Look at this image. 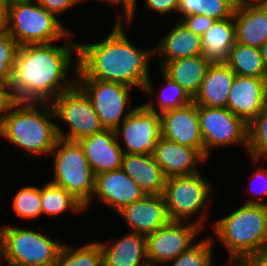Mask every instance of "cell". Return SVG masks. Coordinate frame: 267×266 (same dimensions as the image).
<instances>
[{
    "mask_svg": "<svg viewBox=\"0 0 267 266\" xmlns=\"http://www.w3.org/2000/svg\"><path fill=\"white\" fill-rule=\"evenodd\" d=\"M69 36L71 38L72 34L63 45L48 43L18 47L12 78L5 89L7 100L51 103L77 84L76 77L68 78L72 64L74 76L78 72V43L70 41Z\"/></svg>",
    "mask_w": 267,
    "mask_h": 266,
    "instance_id": "1",
    "label": "cell"
},
{
    "mask_svg": "<svg viewBox=\"0 0 267 266\" xmlns=\"http://www.w3.org/2000/svg\"><path fill=\"white\" fill-rule=\"evenodd\" d=\"M125 33L123 23H114L106 39L78 44L76 79L122 83L143 91L150 78L149 62L154 50L138 49Z\"/></svg>",
    "mask_w": 267,
    "mask_h": 266,
    "instance_id": "2",
    "label": "cell"
},
{
    "mask_svg": "<svg viewBox=\"0 0 267 266\" xmlns=\"http://www.w3.org/2000/svg\"><path fill=\"white\" fill-rule=\"evenodd\" d=\"M51 117L55 114L49 102L6 100L1 111L0 136L24 150L27 160L51 155L58 140L57 123Z\"/></svg>",
    "mask_w": 267,
    "mask_h": 266,
    "instance_id": "3",
    "label": "cell"
},
{
    "mask_svg": "<svg viewBox=\"0 0 267 266\" xmlns=\"http://www.w3.org/2000/svg\"><path fill=\"white\" fill-rule=\"evenodd\" d=\"M216 238L228 251L229 261L239 266L249 255L267 246V205L242 204L211 223Z\"/></svg>",
    "mask_w": 267,
    "mask_h": 266,
    "instance_id": "4",
    "label": "cell"
},
{
    "mask_svg": "<svg viewBox=\"0 0 267 266\" xmlns=\"http://www.w3.org/2000/svg\"><path fill=\"white\" fill-rule=\"evenodd\" d=\"M8 33L24 46L64 41L71 32L36 0H23L8 6Z\"/></svg>",
    "mask_w": 267,
    "mask_h": 266,
    "instance_id": "5",
    "label": "cell"
},
{
    "mask_svg": "<svg viewBox=\"0 0 267 266\" xmlns=\"http://www.w3.org/2000/svg\"><path fill=\"white\" fill-rule=\"evenodd\" d=\"M51 154L54 158V176L50 182L71 193L85 209L89 208L95 188V174L82 145L79 141L58 138Z\"/></svg>",
    "mask_w": 267,
    "mask_h": 266,
    "instance_id": "6",
    "label": "cell"
},
{
    "mask_svg": "<svg viewBox=\"0 0 267 266\" xmlns=\"http://www.w3.org/2000/svg\"><path fill=\"white\" fill-rule=\"evenodd\" d=\"M61 246L33 229L0 227V249L8 266H55Z\"/></svg>",
    "mask_w": 267,
    "mask_h": 266,
    "instance_id": "7",
    "label": "cell"
},
{
    "mask_svg": "<svg viewBox=\"0 0 267 266\" xmlns=\"http://www.w3.org/2000/svg\"><path fill=\"white\" fill-rule=\"evenodd\" d=\"M51 105L56 120L63 121L69 127L68 131L64 132L56 124L58 138L80 141L104 130L91 100L77 84L57 96Z\"/></svg>",
    "mask_w": 267,
    "mask_h": 266,
    "instance_id": "8",
    "label": "cell"
},
{
    "mask_svg": "<svg viewBox=\"0 0 267 266\" xmlns=\"http://www.w3.org/2000/svg\"><path fill=\"white\" fill-rule=\"evenodd\" d=\"M211 183L200 172L192 175L166 178L163 191L169 221L183 222L198 216L205 208L212 193ZM204 206V207H203ZM203 208V209H202ZM206 209V210H205Z\"/></svg>",
    "mask_w": 267,
    "mask_h": 266,
    "instance_id": "9",
    "label": "cell"
},
{
    "mask_svg": "<svg viewBox=\"0 0 267 266\" xmlns=\"http://www.w3.org/2000/svg\"><path fill=\"white\" fill-rule=\"evenodd\" d=\"M198 118L204 144V157L213 148L241 144L248 149V124L227 108L199 106Z\"/></svg>",
    "mask_w": 267,
    "mask_h": 266,
    "instance_id": "10",
    "label": "cell"
},
{
    "mask_svg": "<svg viewBox=\"0 0 267 266\" xmlns=\"http://www.w3.org/2000/svg\"><path fill=\"white\" fill-rule=\"evenodd\" d=\"M77 85L91 100L104 129L116 130L134 111V108H127L130 86L98 79H77Z\"/></svg>",
    "mask_w": 267,
    "mask_h": 266,
    "instance_id": "11",
    "label": "cell"
},
{
    "mask_svg": "<svg viewBox=\"0 0 267 266\" xmlns=\"http://www.w3.org/2000/svg\"><path fill=\"white\" fill-rule=\"evenodd\" d=\"M191 223L169 221L152 234L146 236L147 259L150 264L161 265L178 257L195 244V238L205 225L207 215H199ZM203 221V222H202ZM194 241V242H193Z\"/></svg>",
    "mask_w": 267,
    "mask_h": 266,
    "instance_id": "12",
    "label": "cell"
},
{
    "mask_svg": "<svg viewBox=\"0 0 267 266\" xmlns=\"http://www.w3.org/2000/svg\"><path fill=\"white\" fill-rule=\"evenodd\" d=\"M115 133L118 141L123 139L124 145L120 146L124 153L153 154L162 137L160 113L149 110L144 104L136 106Z\"/></svg>",
    "mask_w": 267,
    "mask_h": 266,
    "instance_id": "13",
    "label": "cell"
},
{
    "mask_svg": "<svg viewBox=\"0 0 267 266\" xmlns=\"http://www.w3.org/2000/svg\"><path fill=\"white\" fill-rule=\"evenodd\" d=\"M162 137L180 145L197 149L204 156L198 109L194 102L160 114Z\"/></svg>",
    "mask_w": 267,
    "mask_h": 266,
    "instance_id": "14",
    "label": "cell"
},
{
    "mask_svg": "<svg viewBox=\"0 0 267 266\" xmlns=\"http://www.w3.org/2000/svg\"><path fill=\"white\" fill-rule=\"evenodd\" d=\"M145 196L144 191L122 169L95 176L92 199L97 197L99 201L112 208L115 213Z\"/></svg>",
    "mask_w": 267,
    "mask_h": 266,
    "instance_id": "15",
    "label": "cell"
},
{
    "mask_svg": "<svg viewBox=\"0 0 267 266\" xmlns=\"http://www.w3.org/2000/svg\"><path fill=\"white\" fill-rule=\"evenodd\" d=\"M266 102L264 78L235 76L226 106L234 115L249 124Z\"/></svg>",
    "mask_w": 267,
    "mask_h": 266,
    "instance_id": "16",
    "label": "cell"
},
{
    "mask_svg": "<svg viewBox=\"0 0 267 266\" xmlns=\"http://www.w3.org/2000/svg\"><path fill=\"white\" fill-rule=\"evenodd\" d=\"M95 176L122 168L124 152L115 130L104 129L79 141Z\"/></svg>",
    "mask_w": 267,
    "mask_h": 266,
    "instance_id": "17",
    "label": "cell"
},
{
    "mask_svg": "<svg viewBox=\"0 0 267 266\" xmlns=\"http://www.w3.org/2000/svg\"><path fill=\"white\" fill-rule=\"evenodd\" d=\"M118 214L125 219L130 231L143 236L154 233L169 222L163 195H146Z\"/></svg>",
    "mask_w": 267,
    "mask_h": 266,
    "instance_id": "18",
    "label": "cell"
},
{
    "mask_svg": "<svg viewBox=\"0 0 267 266\" xmlns=\"http://www.w3.org/2000/svg\"><path fill=\"white\" fill-rule=\"evenodd\" d=\"M153 157L166 177L198 173V165L207 161L197 149L180 145L164 137L157 142Z\"/></svg>",
    "mask_w": 267,
    "mask_h": 266,
    "instance_id": "19",
    "label": "cell"
},
{
    "mask_svg": "<svg viewBox=\"0 0 267 266\" xmlns=\"http://www.w3.org/2000/svg\"><path fill=\"white\" fill-rule=\"evenodd\" d=\"M233 21L236 43L260 48L267 40V4L236 5Z\"/></svg>",
    "mask_w": 267,
    "mask_h": 266,
    "instance_id": "20",
    "label": "cell"
},
{
    "mask_svg": "<svg viewBox=\"0 0 267 266\" xmlns=\"http://www.w3.org/2000/svg\"><path fill=\"white\" fill-rule=\"evenodd\" d=\"M103 266H145L148 262L146 236L129 231L111 244L99 242Z\"/></svg>",
    "mask_w": 267,
    "mask_h": 266,
    "instance_id": "21",
    "label": "cell"
},
{
    "mask_svg": "<svg viewBox=\"0 0 267 266\" xmlns=\"http://www.w3.org/2000/svg\"><path fill=\"white\" fill-rule=\"evenodd\" d=\"M146 195H162L166 176L153 154L124 153L121 168Z\"/></svg>",
    "mask_w": 267,
    "mask_h": 266,
    "instance_id": "22",
    "label": "cell"
},
{
    "mask_svg": "<svg viewBox=\"0 0 267 266\" xmlns=\"http://www.w3.org/2000/svg\"><path fill=\"white\" fill-rule=\"evenodd\" d=\"M235 76L226 63H211L193 102L199 106L226 108Z\"/></svg>",
    "mask_w": 267,
    "mask_h": 266,
    "instance_id": "23",
    "label": "cell"
},
{
    "mask_svg": "<svg viewBox=\"0 0 267 266\" xmlns=\"http://www.w3.org/2000/svg\"><path fill=\"white\" fill-rule=\"evenodd\" d=\"M175 22L174 27L162 37L156 48H152L154 53L163 55L160 66L165 62L202 54V36L194 33L180 20Z\"/></svg>",
    "mask_w": 267,
    "mask_h": 266,
    "instance_id": "24",
    "label": "cell"
},
{
    "mask_svg": "<svg viewBox=\"0 0 267 266\" xmlns=\"http://www.w3.org/2000/svg\"><path fill=\"white\" fill-rule=\"evenodd\" d=\"M210 65L211 62L199 54L165 62L160 69L194 98Z\"/></svg>",
    "mask_w": 267,
    "mask_h": 266,
    "instance_id": "25",
    "label": "cell"
},
{
    "mask_svg": "<svg viewBox=\"0 0 267 266\" xmlns=\"http://www.w3.org/2000/svg\"><path fill=\"white\" fill-rule=\"evenodd\" d=\"M236 43L233 16L215 20L213 25L202 35V56L211 63H225L229 51Z\"/></svg>",
    "mask_w": 267,
    "mask_h": 266,
    "instance_id": "26",
    "label": "cell"
},
{
    "mask_svg": "<svg viewBox=\"0 0 267 266\" xmlns=\"http://www.w3.org/2000/svg\"><path fill=\"white\" fill-rule=\"evenodd\" d=\"M160 72L161 76H163L162 80L165 81L163 82L165 86L162 88L161 93L159 92V94L155 96L156 94L153 93L154 89L150 78L147 80L143 89V92L151 97L148 103H144L149 110L161 114L165 111L181 108L193 102V98L184 88L167 77L162 71Z\"/></svg>",
    "mask_w": 267,
    "mask_h": 266,
    "instance_id": "27",
    "label": "cell"
},
{
    "mask_svg": "<svg viewBox=\"0 0 267 266\" xmlns=\"http://www.w3.org/2000/svg\"><path fill=\"white\" fill-rule=\"evenodd\" d=\"M225 63L240 76L264 78L267 71L259 48L240 43L231 48Z\"/></svg>",
    "mask_w": 267,
    "mask_h": 266,
    "instance_id": "28",
    "label": "cell"
},
{
    "mask_svg": "<svg viewBox=\"0 0 267 266\" xmlns=\"http://www.w3.org/2000/svg\"><path fill=\"white\" fill-rule=\"evenodd\" d=\"M42 215L58 216L66 211H86L84 205L61 186L47 182L41 188Z\"/></svg>",
    "mask_w": 267,
    "mask_h": 266,
    "instance_id": "29",
    "label": "cell"
},
{
    "mask_svg": "<svg viewBox=\"0 0 267 266\" xmlns=\"http://www.w3.org/2000/svg\"><path fill=\"white\" fill-rule=\"evenodd\" d=\"M235 8V0H178L177 14L181 15V19L190 15H205L222 20L231 18Z\"/></svg>",
    "mask_w": 267,
    "mask_h": 266,
    "instance_id": "30",
    "label": "cell"
},
{
    "mask_svg": "<svg viewBox=\"0 0 267 266\" xmlns=\"http://www.w3.org/2000/svg\"><path fill=\"white\" fill-rule=\"evenodd\" d=\"M55 266H103L100 243L88 242L76 249L62 244Z\"/></svg>",
    "mask_w": 267,
    "mask_h": 266,
    "instance_id": "31",
    "label": "cell"
},
{
    "mask_svg": "<svg viewBox=\"0 0 267 266\" xmlns=\"http://www.w3.org/2000/svg\"><path fill=\"white\" fill-rule=\"evenodd\" d=\"M250 160L267 159V102L263 110L248 124V149Z\"/></svg>",
    "mask_w": 267,
    "mask_h": 266,
    "instance_id": "32",
    "label": "cell"
},
{
    "mask_svg": "<svg viewBox=\"0 0 267 266\" xmlns=\"http://www.w3.org/2000/svg\"><path fill=\"white\" fill-rule=\"evenodd\" d=\"M12 205L13 211L19 218L37 219L42 215L41 188L35 186L20 188L14 196Z\"/></svg>",
    "mask_w": 267,
    "mask_h": 266,
    "instance_id": "33",
    "label": "cell"
},
{
    "mask_svg": "<svg viewBox=\"0 0 267 266\" xmlns=\"http://www.w3.org/2000/svg\"><path fill=\"white\" fill-rule=\"evenodd\" d=\"M213 243L210 237L196 241L188 250L167 263H171V266H213Z\"/></svg>",
    "mask_w": 267,
    "mask_h": 266,
    "instance_id": "34",
    "label": "cell"
},
{
    "mask_svg": "<svg viewBox=\"0 0 267 266\" xmlns=\"http://www.w3.org/2000/svg\"><path fill=\"white\" fill-rule=\"evenodd\" d=\"M19 45L9 34L0 36V86L5 90L12 78Z\"/></svg>",
    "mask_w": 267,
    "mask_h": 266,
    "instance_id": "35",
    "label": "cell"
},
{
    "mask_svg": "<svg viewBox=\"0 0 267 266\" xmlns=\"http://www.w3.org/2000/svg\"><path fill=\"white\" fill-rule=\"evenodd\" d=\"M178 20L200 36H202L215 22L213 18L205 15H190L185 16L182 19L178 18Z\"/></svg>",
    "mask_w": 267,
    "mask_h": 266,
    "instance_id": "36",
    "label": "cell"
},
{
    "mask_svg": "<svg viewBox=\"0 0 267 266\" xmlns=\"http://www.w3.org/2000/svg\"><path fill=\"white\" fill-rule=\"evenodd\" d=\"M47 11L54 13L57 17L63 11L81 3L80 0H36Z\"/></svg>",
    "mask_w": 267,
    "mask_h": 266,
    "instance_id": "37",
    "label": "cell"
},
{
    "mask_svg": "<svg viewBox=\"0 0 267 266\" xmlns=\"http://www.w3.org/2000/svg\"><path fill=\"white\" fill-rule=\"evenodd\" d=\"M145 6L151 11L160 14H168L176 12L178 8V0H144Z\"/></svg>",
    "mask_w": 267,
    "mask_h": 266,
    "instance_id": "38",
    "label": "cell"
},
{
    "mask_svg": "<svg viewBox=\"0 0 267 266\" xmlns=\"http://www.w3.org/2000/svg\"><path fill=\"white\" fill-rule=\"evenodd\" d=\"M256 170L257 171L252 172L251 176L256 177L255 179H257V180L263 179L265 184H263L264 187L258 193H256L254 190V192L256 193V196L258 195V197H256V199L250 198V199L246 200L245 204H266L267 205V203L262 202V197H264V198L267 197L266 196L267 195V168L260 166L259 169H256ZM250 189L252 190V188H250Z\"/></svg>",
    "mask_w": 267,
    "mask_h": 266,
    "instance_id": "39",
    "label": "cell"
},
{
    "mask_svg": "<svg viewBox=\"0 0 267 266\" xmlns=\"http://www.w3.org/2000/svg\"><path fill=\"white\" fill-rule=\"evenodd\" d=\"M84 0H80V2H82ZM98 1H104L113 5H118V4H122L123 5V14L124 16H118L117 19L115 20V23H123L125 18L127 20V22H129V20H131V16H132V12L134 9V5H135V1L134 0H98Z\"/></svg>",
    "mask_w": 267,
    "mask_h": 266,
    "instance_id": "40",
    "label": "cell"
},
{
    "mask_svg": "<svg viewBox=\"0 0 267 266\" xmlns=\"http://www.w3.org/2000/svg\"><path fill=\"white\" fill-rule=\"evenodd\" d=\"M239 266H267V246L249 255Z\"/></svg>",
    "mask_w": 267,
    "mask_h": 266,
    "instance_id": "41",
    "label": "cell"
},
{
    "mask_svg": "<svg viewBox=\"0 0 267 266\" xmlns=\"http://www.w3.org/2000/svg\"><path fill=\"white\" fill-rule=\"evenodd\" d=\"M8 33V6L0 1V36Z\"/></svg>",
    "mask_w": 267,
    "mask_h": 266,
    "instance_id": "42",
    "label": "cell"
},
{
    "mask_svg": "<svg viewBox=\"0 0 267 266\" xmlns=\"http://www.w3.org/2000/svg\"><path fill=\"white\" fill-rule=\"evenodd\" d=\"M236 5L267 4V0H235Z\"/></svg>",
    "mask_w": 267,
    "mask_h": 266,
    "instance_id": "43",
    "label": "cell"
},
{
    "mask_svg": "<svg viewBox=\"0 0 267 266\" xmlns=\"http://www.w3.org/2000/svg\"><path fill=\"white\" fill-rule=\"evenodd\" d=\"M263 62L267 68V40L259 48Z\"/></svg>",
    "mask_w": 267,
    "mask_h": 266,
    "instance_id": "44",
    "label": "cell"
},
{
    "mask_svg": "<svg viewBox=\"0 0 267 266\" xmlns=\"http://www.w3.org/2000/svg\"><path fill=\"white\" fill-rule=\"evenodd\" d=\"M6 95L5 90H0V117H1V111L4 103L6 102Z\"/></svg>",
    "mask_w": 267,
    "mask_h": 266,
    "instance_id": "45",
    "label": "cell"
},
{
    "mask_svg": "<svg viewBox=\"0 0 267 266\" xmlns=\"http://www.w3.org/2000/svg\"><path fill=\"white\" fill-rule=\"evenodd\" d=\"M0 1L3 2L4 4H6L7 6H10L12 4L18 3V2L23 1V0H0Z\"/></svg>",
    "mask_w": 267,
    "mask_h": 266,
    "instance_id": "46",
    "label": "cell"
},
{
    "mask_svg": "<svg viewBox=\"0 0 267 266\" xmlns=\"http://www.w3.org/2000/svg\"><path fill=\"white\" fill-rule=\"evenodd\" d=\"M264 86H265V95H266V99H267V71H266L265 76H264Z\"/></svg>",
    "mask_w": 267,
    "mask_h": 266,
    "instance_id": "47",
    "label": "cell"
},
{
    "mask_svg": "<svg viewBox=\"0 0 267 266\" xmlns=\"http://www.w3.org/2000/svg\"><path fill=\"white\" fill-rule=\"evenodd\" d=\"M134 1H135L134 9H133V12H132L131 20H129L128 23H131V21H132L134 15H135L134 13H136V10H137V9H136V7H137V4H136V3H137V0H134Z\"/></svg>",
    "mask_w": 267,
    "mask_h": 266,
    "instance_id": "48",
    "label": "cell"
},
{
    "mask_svg": "<svg viewBox=\"0 0 267 266\" xmlns=\"http://www.w3.org/2000/svg\"><path fill=\"white\" fill-rule=\"evenodd\" d=\"M1 259L4 260V256H3L2 251L0 249V266H3V265H1V263H2Z\"/></svg>",
    "mask_w": 267,
    "mask_h": 266,
    "instance_id": "49",
    "label": "cell"
},
{
    "mask_svg": "<svg viewBox=\"0 0 267 266\" xmlns=\"http://www.w3.org/2000/svg\"><path fill=\"white\" fill-rule=\"evenodd\" d=\"M145 266H157V265L147 263Z\"/></svg>",
    "mask_w": 267,
    "mask_h": 266,
    "instance_id": "50",
    "label": "cell"
}]
</instances>
